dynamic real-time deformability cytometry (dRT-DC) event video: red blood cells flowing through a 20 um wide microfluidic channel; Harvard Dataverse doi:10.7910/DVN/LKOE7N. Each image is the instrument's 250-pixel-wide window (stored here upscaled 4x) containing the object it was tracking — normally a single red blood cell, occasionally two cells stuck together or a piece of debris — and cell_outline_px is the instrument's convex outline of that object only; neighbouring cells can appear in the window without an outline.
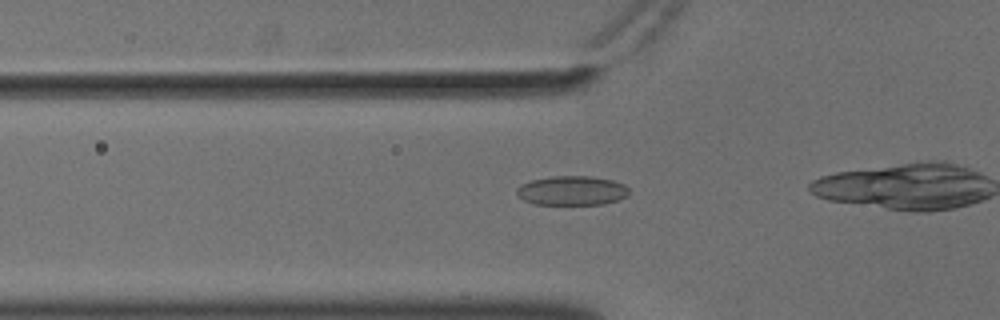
{"species": "common noctule bat (a hibernating species)", "species_latin": "Nyctalus noctula", "temperature_condition": "cold", "stored_images_in_passage": 13, "camera_frame_rate_fps": 3000, "um_per_image_px": 0.085, "animal": {"sex": "male", "body_mass_g": 18.8}, "frame": {"image": 1, "passage_image": 8, "time_ms": 2.333, "image_size_px": [1000, 320], "cell_outline_px": [[628, 196], [604, 204], [536, 204], [524, 200], [516, 192], [516, 188], [532, 180], [552, 176], [592, 176], [612, 180], [624, 184], [628, 188]], "centroid_in_image_um": [48.64, 16.19], "position_along_channel_um": 77.2, "area_um2": 19.02}}
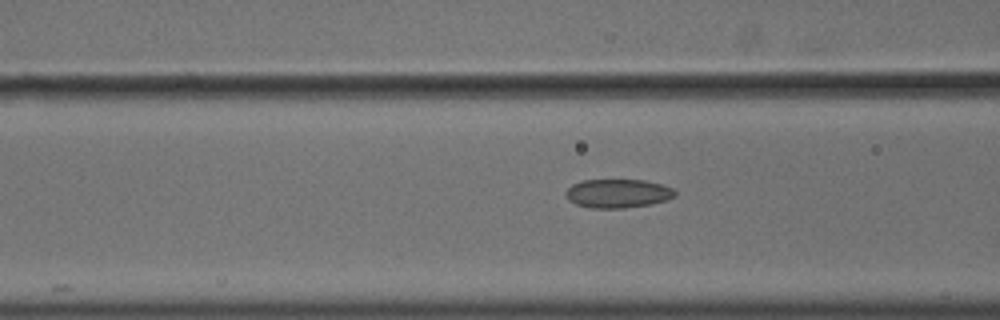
{"frame": {"image": 2, "passage_image": 11, "time_ms": 3.333, "image_size_px": [1000, 320], "cell_outline_px": [[676, 196], [668, 200], [648, 204], [624, 208], [588, 208], [576, 204], [568, 200], [564, 196], [564, 192], [572, 184], [584, 180], [644, 180], [660, 184], [672, 188], [676, 192]], "centroid_in_image_um": [52.48, 16.45], "position_along_channel_um": 114.1, "area_um2": 18.38}}